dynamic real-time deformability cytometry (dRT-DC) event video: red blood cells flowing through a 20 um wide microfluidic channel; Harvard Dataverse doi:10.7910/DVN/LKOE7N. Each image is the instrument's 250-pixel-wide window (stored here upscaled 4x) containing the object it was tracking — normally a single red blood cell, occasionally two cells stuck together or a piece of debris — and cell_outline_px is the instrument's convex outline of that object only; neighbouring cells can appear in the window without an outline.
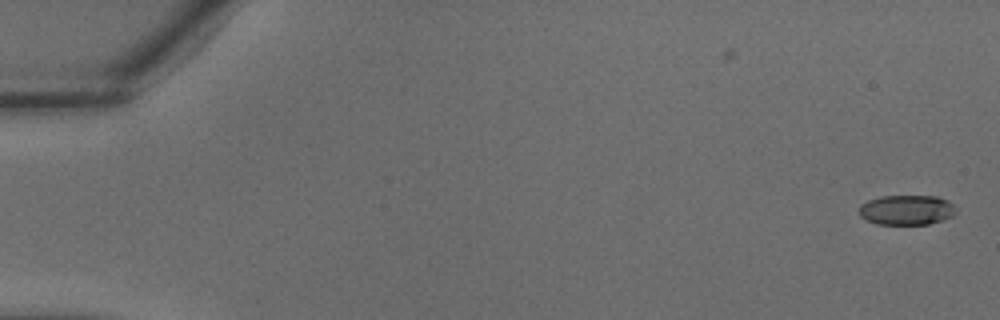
{"species": "common noctule bat (a hibernating species)", "species_latin": "Nyctalus noctula", "temperature_condition": "warm", "stored_images_in_passage": 2, "camera_frame_rate_fps": 3000, "um_per_image_px": 0.085, "animal": {"sex": "male", "body_mass_g": 18.8}, "frame": {"image": 1, "passage_image": 2, "time_ms": 0.333, "image_size_px": [1000, 320], "cell_outline_px": [[956, 212], [952, 216], [928, 224], [876, 224], [860, 216], [860, 204], [868, 200], [880, 196], [936, 196], [948, 200], [956, 208]], "centroid_in_image_um": [77.06, 17.83], "position_along_channel_um": 7.9, "area_um2": 16.82}}